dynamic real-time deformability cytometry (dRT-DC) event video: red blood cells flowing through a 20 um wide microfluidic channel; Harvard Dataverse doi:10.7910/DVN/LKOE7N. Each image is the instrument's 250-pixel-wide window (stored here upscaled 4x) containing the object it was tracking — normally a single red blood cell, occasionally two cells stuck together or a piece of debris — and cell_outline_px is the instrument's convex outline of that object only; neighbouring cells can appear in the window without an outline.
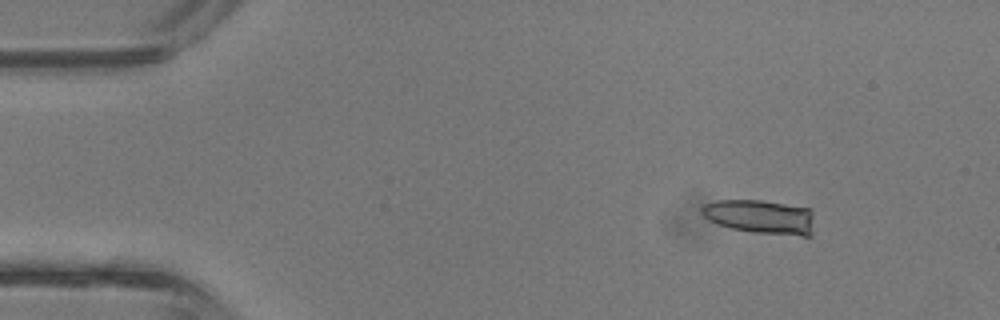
{"species": "common noctule bat (a hibernating species)", "species_latin": "Nyctalus noctula", "temperature_condition": "room temperature", "stored_images_in_passage": 40, "camera_frame_rate_fps": 3000, "um_per_image_px": 0.085, "animal": {"sex": "male", "body_mass_g": 13.3}, "frame": {"image": 1, "passage_image": 3, "time_ms": 0.667, "image_size_px": [1000, 320], "cell_outline_px": [[812, 236], [804, 236], [752, 232], [732, 228], [708, 220], [700, 212], [700, 208], [704, 204], [716, 200], [760, 200], [808, 208], [812, 212]], "centroid_in_image_um": [64.62, 18.42], "position_along_channel_um": 20.4, "area_um2": 22.25}}
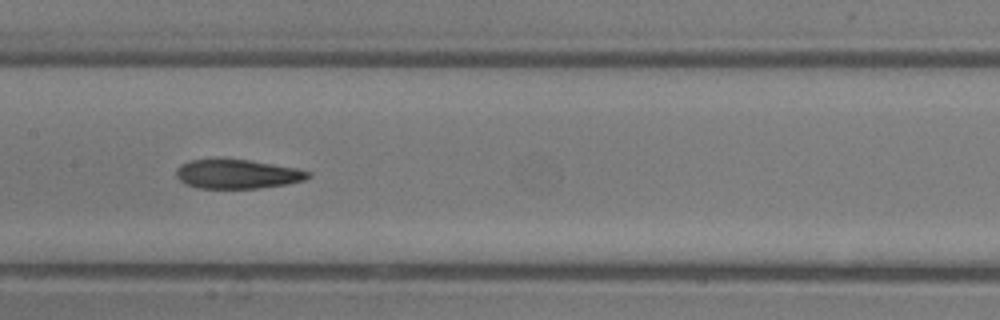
{"frame": {"image": 2, "passage_image": 19, "time_ms": 6.0, "image_size_px": [1000, 320], "cell_outline_px": [[312, 176], [304, 180], [288, 184], [260, 188], [196, 188], [184, 184], [176, 176], [176, 168], [180, 164], [192, 160], [248, 160], [296, 168], [312, 172]], "centroid_in_image_um": [20.18, 14.81], "position_along_channel_um": 187.2, "area_um2": 22.31}}
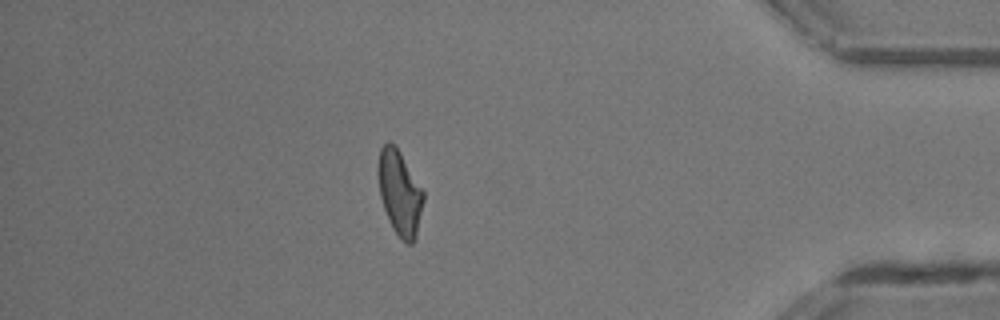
{"frame": {"image": 3, "passage_image": 35, "time_ms": 11.333, "image_size_px": [1000, 320], "cell_outline_px": [[424, 200], [416, 240], [412, 244], [408, 244], [392, 228], [388, 220], [380, 196], [376, 168], [380, 148], [388, 140], [396, 144], [424, 192]], "centroid_in_image_um": [33.96, 16.35], "position_along_channel_um": 401.2, "area_um2": 22.72}, "authors_computed_cell_mechanics": {"area_um2": 22.7154, "velocity_mm_per_s": 4.8335, "shape_relaxation_time_tau1_ms": null, "shape_relaxation_time_tau2_ms": 3.2451, "deformation_change_tau1": null, "deformation_change_tau2": 0.133}}